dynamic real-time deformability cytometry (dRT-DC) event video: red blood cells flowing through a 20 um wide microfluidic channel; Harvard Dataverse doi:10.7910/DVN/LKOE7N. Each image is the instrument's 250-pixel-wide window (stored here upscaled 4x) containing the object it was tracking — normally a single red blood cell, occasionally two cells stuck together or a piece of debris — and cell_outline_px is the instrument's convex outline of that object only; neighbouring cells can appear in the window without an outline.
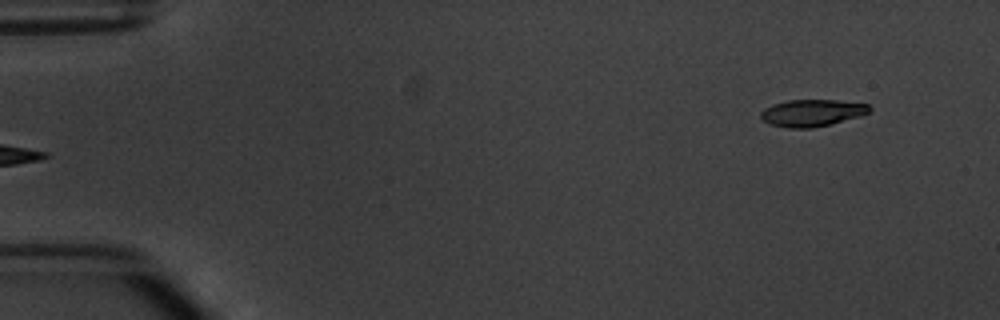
{"species": "common noctule bat (a hibernating species)", "species_latin": "Nyctalus noctula", "temperature_condition": "warm", "stored_images_in_passage": 4, "segment_of_instrument_passage": [2, 2], "camera_frame_rate_fps": 3000, "um_per_image_px": 0.085, "animal": {"sex": "male", "body_mass_g": 20.1, "forearm_length_mm": 53.5}, "frame": {"image": 1, "passage_image": 4, "time_ms": 3.667, "image_size_px": [1000, 320], "cell_outline_px": [[872, 108], [868, 112], [860, 116], [812, 128], [788, 128], [772, 124], [764, 120], [760, 116], [760, 112], [764, 108], [772, 104], [788, 100], [836, 100], [868, 104]], "centroid_in_image_um": [69.0, 9.58], "position_along_channel_um": 16.0, "area_um2": 16.88}}